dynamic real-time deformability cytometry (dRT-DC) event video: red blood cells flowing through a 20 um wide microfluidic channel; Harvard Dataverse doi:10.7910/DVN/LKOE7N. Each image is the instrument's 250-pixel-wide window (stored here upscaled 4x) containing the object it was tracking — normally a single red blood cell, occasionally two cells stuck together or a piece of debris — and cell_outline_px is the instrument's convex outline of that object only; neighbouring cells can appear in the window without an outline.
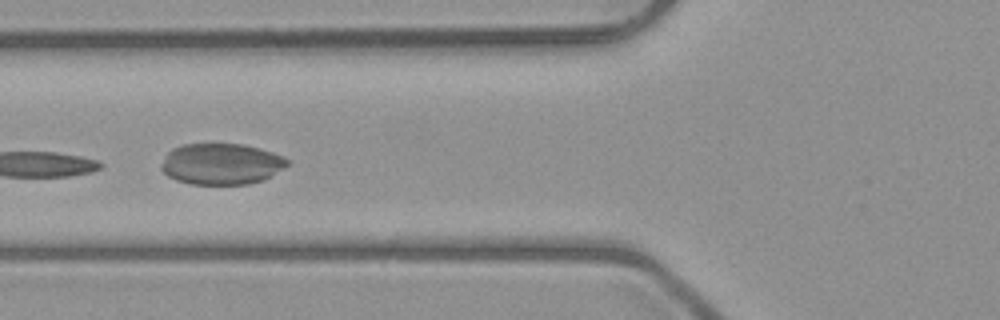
{"species": "common noctule bat (a hibernating species)", "species_latin": "Nyctalus noctula", "temperature_condition": "room temperature", "stored_images_in_passage": 7, "camera_frame_rate_fps": 3000, "um_per_image_px": 0.085, "animal": {"sex": "male", "body_mass_g": 23.1, "forearm_length_mm": 52.7}, "frame": {"image": 1, "passage_image": 6, "time_ms": 5.667, "image_size_px": [1000, 320], "cell_outline_px": [[288, 164], [272, 176], [264, 180], [248, 184], [192, 184], [176, 180], [168, 176], [160, 168], [160, 164], [168, 152], [172, 148], [184, 144], [244, 144], [272, 152], [284, 156], [288, 160]], "centroid_in_image_um": [18.81, 13.94], "position_along_channel_um": 107.0, "area_um2": 30.29}}
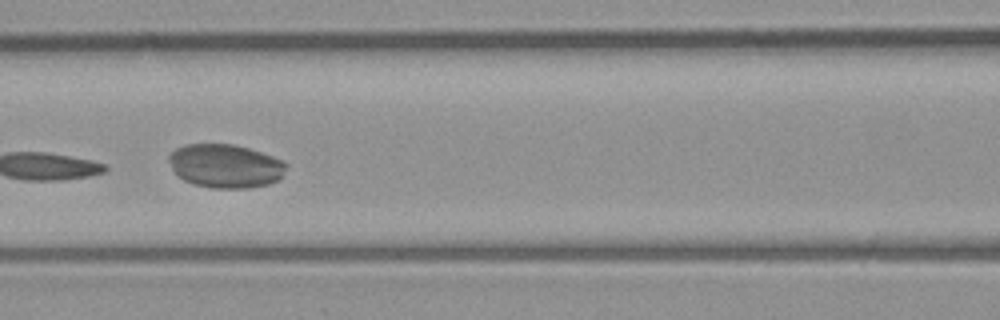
{"frame": {"image": 2, "passage_image": 7, "time_ms": 6.667, "image_size_px": [1000, 320], "cell_outline_px": [[288, 164], [280, 176], [276, 180], [268, 184], [248, 188], [212, 188], [196, 184], [184, 180], [176, 176], [168, 160], [168, 156], [176, 148], [184, 144], [232, 144], [248, 148], [284, 160]], "centroid_in_image_um": [19.13, 14.1], "position_along_channel_um": 147.5, "area_um2": 29.77}}